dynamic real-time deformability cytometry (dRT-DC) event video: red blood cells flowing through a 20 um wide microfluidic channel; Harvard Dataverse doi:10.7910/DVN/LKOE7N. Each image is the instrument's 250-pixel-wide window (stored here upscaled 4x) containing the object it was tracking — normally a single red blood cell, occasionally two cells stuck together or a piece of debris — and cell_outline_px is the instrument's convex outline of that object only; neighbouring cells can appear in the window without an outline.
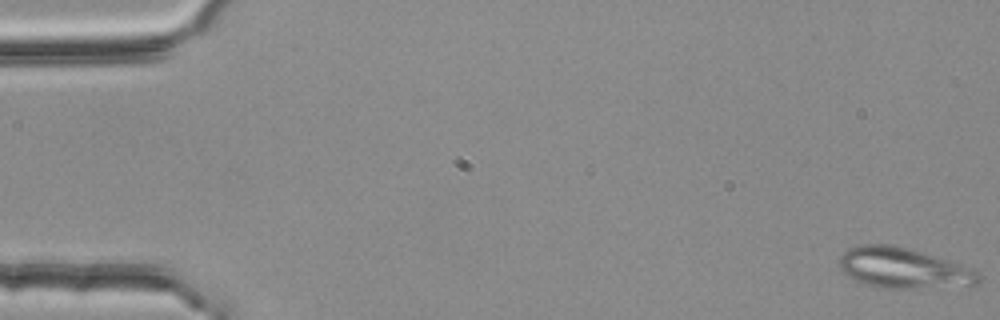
{"species": "common noctule bat (a hibernating species)", "species_latin": "Nyctalus noctula", "temperature_condition": "room temperature", "stored_images_in_passage": 6, "camera_frame_rate_fps": 3000, "um_per_image_px": 0.085, "animal": {"sex": "female", "body_mass_g": 25.1}, "frame": {"image": 1, "passage_image": 1, "time_ms": 0.0, "image_size_px": [1000, 320], "cell_outline_px": [[980, 284], [916, 288], [876, 288], [864, 284], [856, 280], [844, 272], [840, 268], [840, 256], [848, 248], [860, 244], [892, 244], [912, 248], [972, 268], [980, 276]], "centroid_in_image_um": [76.77, 22.77], "position_along_channel_um": 8.2, "area_um2": 32.89}}